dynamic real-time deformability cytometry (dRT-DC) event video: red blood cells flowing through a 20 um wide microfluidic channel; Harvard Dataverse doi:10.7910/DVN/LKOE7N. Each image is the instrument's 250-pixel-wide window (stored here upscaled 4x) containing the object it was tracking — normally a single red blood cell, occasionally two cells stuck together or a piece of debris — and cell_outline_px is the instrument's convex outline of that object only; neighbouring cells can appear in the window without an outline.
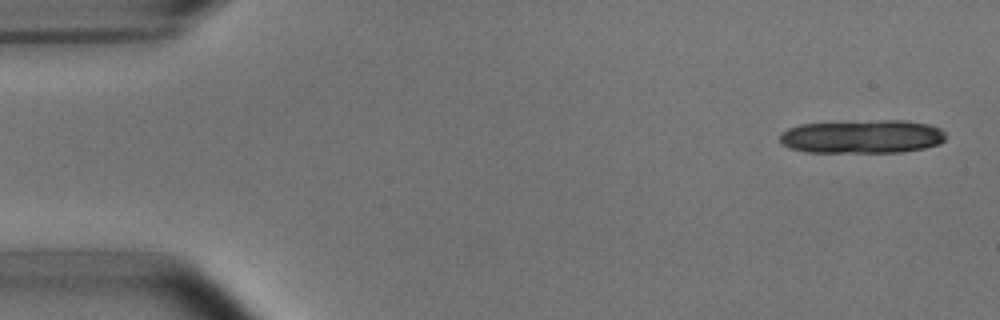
{"species": "common noctule bat (a hibernating species)", "species_latin": "Nyctalus noctula", "temperature_condition": "room temperature", "stored_images_in_passage": 5, "camera_frame_rate_fps": 3000, "um_per_image_px": 0.085, "animal": {"sex": "male", "body_mass_g": 15.6}, "frame": {"image": 1, "passage_image": 1, "time_ms": 0.0, "image_size_px": [1000, 320], "cell_outline_px": [[944, 140], [940, 144], [924, 148], [900, 152], [808, 152], [788, 148], [780, 144], [780, 132], [788, 128], [800, 124], [880, 120], [904, 120], [928, 124], [940, 128], [944, 132]], "centroid_in_image_um": [73.26, 11.61], "position_along_channel_um": 11.7, "area_um2": 32.54}}
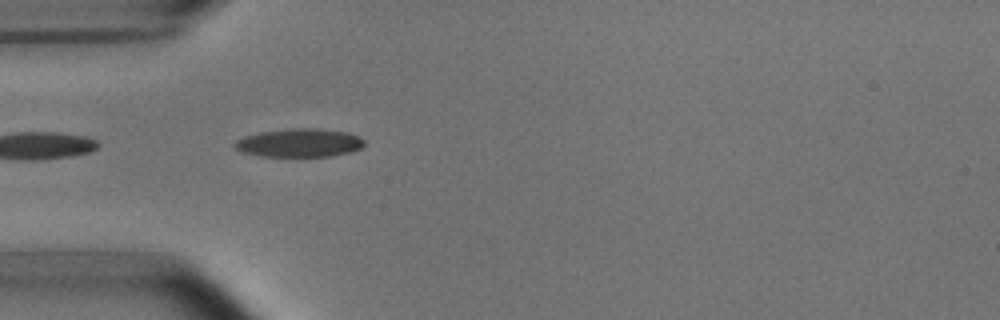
{"frame": {"image": 2, "passage_image": 5, "time_ms": 4.667, "image_size_px": [1000, 320], "cell_outline_px": [[364, 144], [360, 148], [352, 152], [332, 156], [260, 156], [240, 152], [232, 144], [236, 140], [244, 136], [260, 132], [292, 128], [316, 128], [348, 132], [360, 136], [364, 140]], "centroid_in_image_um": [25.45, 12.14], "position_along_channel_um": 59.6, "area_um2": 21.62}}